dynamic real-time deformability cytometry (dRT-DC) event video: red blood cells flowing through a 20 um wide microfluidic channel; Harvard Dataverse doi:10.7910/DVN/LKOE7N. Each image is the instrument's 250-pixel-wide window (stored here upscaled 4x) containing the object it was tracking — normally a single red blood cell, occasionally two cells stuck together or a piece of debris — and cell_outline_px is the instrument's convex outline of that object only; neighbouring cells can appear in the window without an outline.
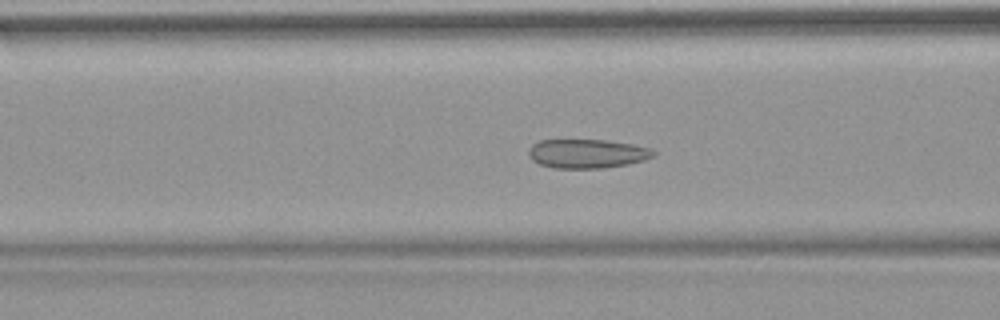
{"species": "common noctule bat (a hibernating species)", "species_latin": "Nyctalus noctula", "temperature_condition": "warm", "stored_images_in_passage": 37, "camera_frame_rate_fps": 3000, "um_per_image_px": 0.085, "animal": {"sex": "female", "body_mass_g": 18.4}, "frame": {"image": 1, "passage_image": 11, "time_ms": 3.333, "image_size_px": [1000, 320], "cell_outline_px": [[656, 152], [652, 156], [644, 160], [628, 164], [600, 168], [552, 168], [540, 164], [532, 160], [528, 156], [528, 148], [532, 144], [540, 140], [604, 140], [632, 144], [648, 148]], "centroid_in_image_um": [49.85, 13.06], "position_along_channel_um": 116.8, "area_um2": 21.04}, "authors_computed_cell_mechanics": {"area_um2": 20.5768, "velocity_mm_per_s": 3.8082, "shape_relaxation_time_tau1_ms": null, "shape_relaxation_time_tau2_ms": 1.2639, "deformation_change_tau1": null, "deformation_change_tau2": 0.0842}}